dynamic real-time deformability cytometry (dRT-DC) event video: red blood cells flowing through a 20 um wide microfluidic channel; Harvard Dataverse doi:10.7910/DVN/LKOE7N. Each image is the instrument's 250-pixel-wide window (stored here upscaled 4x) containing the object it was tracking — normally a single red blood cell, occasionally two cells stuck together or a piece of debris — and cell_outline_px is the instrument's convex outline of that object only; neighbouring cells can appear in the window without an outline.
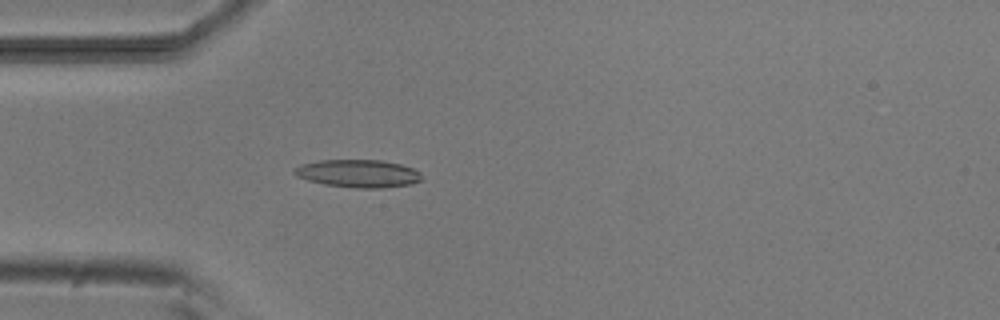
{"species": "common noctule bat (a hibernating species)", "species_latin": "Nyctalus noctula", "temperature_condition": "room temperature", "stored_images_in_passage": 3, "camera_frame_rate_fps": 3000, "um_per_image_px": 0.085, "animal": {"sex": "male", "body_mass_g": 20.5, "forearm_length_mm": 52.5}, "frame": {"image": 1, "passage_image": 3, "time_ms": 3.0, "image_size_px": [1000, 320], "cell_outline_px": [[424, 180], [412, 184], [384, 188], [356, 188], [324, 184], [308, 180], [296, 176], [292, 172], [292, 168], [300, 164], [320, 160], [380, 160], [400, 164], [412, 168], [420, 172]], "centroid_in_image_um": [30.44, 14.75], "position_along_channel_um": 54.6, "area_um2": 20.87}}